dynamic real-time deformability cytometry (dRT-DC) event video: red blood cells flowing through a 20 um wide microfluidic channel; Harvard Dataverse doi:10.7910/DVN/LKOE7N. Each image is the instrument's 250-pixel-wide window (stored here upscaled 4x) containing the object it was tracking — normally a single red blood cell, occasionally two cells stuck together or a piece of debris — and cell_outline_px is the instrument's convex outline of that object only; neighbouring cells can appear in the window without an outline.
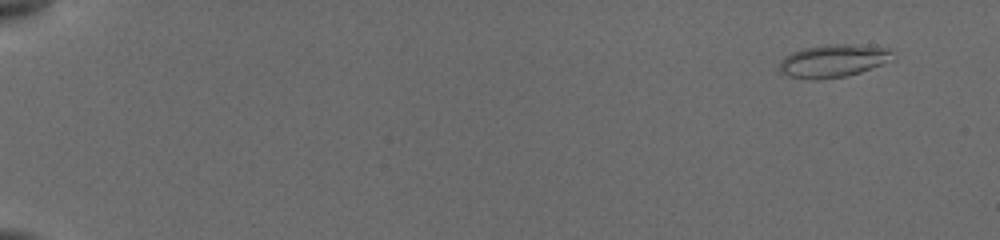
{"species": "common noctule bat (a hibernating species)", "species_latin": "Nyctalus noctula", "temperature_condition": "cold", "stored_images_in_passage": 16, "camera_frame_rate_fps": 3000, "um_per_image_px": 0.085, "animal": {"sex": "female", "body_mass_g": 19.5, "forearm_length_mm": 54.1}, "frame": {"image": 1, "passage_image": 1, "time_ms": 0.0, "image_size_px": [1000, 240], "cell_outline_px": [[896, 60], [860, 72], [844, 76], [820, 80], [812, 80], [788, 76], [780, 72], [780, 60], [784, 56], [792, 52], [804, 48], [828, 44], [848, 44], [892, 48], [896, 56]], "centroid_in_image_um": [70.89, 5.17], "position_along_channel_um": 14.1, "area_um2": 22.08}}
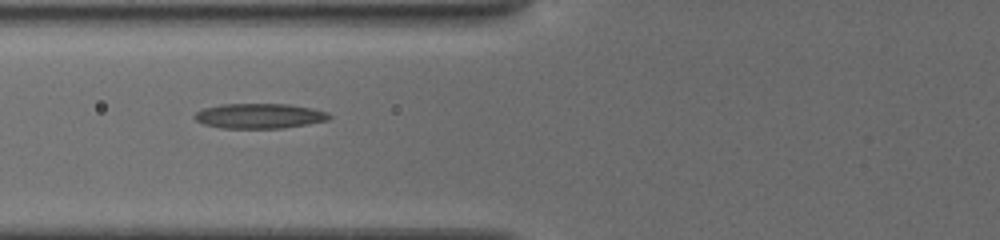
{"frame": {"image": 2, "passage_image": 11, "time_ms": 6.667, "image_size_px": [1000, 240], "cell_outline_px": [[332, 116], [328, 120], [280, 128], [220, 128], [204, 124], [196, 120], [192, 116], [196, 112], [204, 108], [220, 104], [288, 104], [312, 108], [328, 112]], "centroid_in_image_um": [22.02, 9.85], "position_along_channel_um": 103.8, "area_um2": 19.54}}
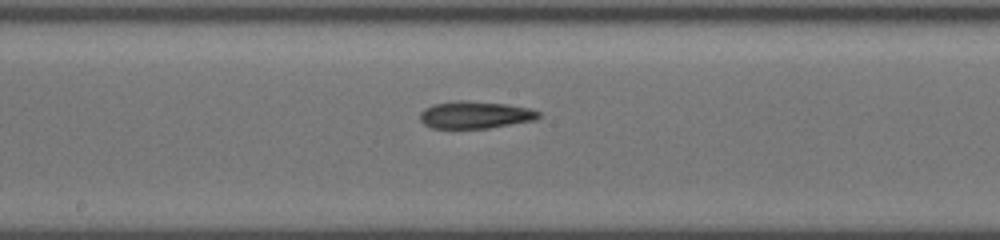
{"frame": {"image": 3, "passage_image": 15, "time_ms": 9.333, "image_size_px": [1000, 240], "cell_outline_px": [[540, 116], [536, 120], [488, 128], [432, 128], [424, 124], [420, 120], [420, 112], [424, 108], [432, 104], [456, 100], [468, 100], [508, 104], [532, 108], [540, 112]], "centroid_in_image_um": [40.39, 9.75], "position_along_channel_um": 207.8, "area_um2": 19.13}}